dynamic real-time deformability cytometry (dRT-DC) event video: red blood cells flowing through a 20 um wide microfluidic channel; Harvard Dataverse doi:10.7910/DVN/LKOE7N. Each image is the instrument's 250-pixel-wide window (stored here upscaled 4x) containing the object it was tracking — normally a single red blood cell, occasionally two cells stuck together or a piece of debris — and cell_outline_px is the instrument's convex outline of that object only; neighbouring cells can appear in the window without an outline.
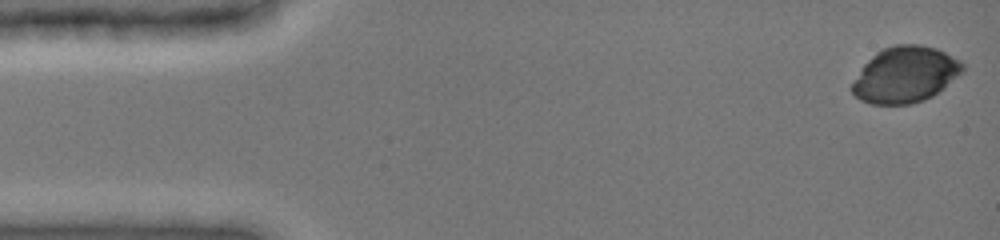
{"species": "common noctule bat (a hibernating species)", "species_latin": "Nyctalus noctula", "temperature_condition": "cold", "stored_images_in_passage": 9, "camera_frame_rate_fps": 3000, "um_per_image_px": 0.085, "animal": {"sex": "female", "body_mass_g": 19.0, "forearm_length_mm": 51.5}, "frame": {"image": 1, "passage_image": 1, "time_ms": 0.0, "image_size_px": [1000, 240], "cell_outline_px": [[964, 72], [932, 96], [924, 100], [912, 104], [872, 104], [860, 100], [848, 88], [860, 68], [876, 52], [884, 48], [896, 44], [920, 44], [936, 48], [960, 60], [964, 64]], "centroid_in_image_um": [76.92, 6.34], "position_along_channel_um": 8.1, "area_um2": 36.3}}